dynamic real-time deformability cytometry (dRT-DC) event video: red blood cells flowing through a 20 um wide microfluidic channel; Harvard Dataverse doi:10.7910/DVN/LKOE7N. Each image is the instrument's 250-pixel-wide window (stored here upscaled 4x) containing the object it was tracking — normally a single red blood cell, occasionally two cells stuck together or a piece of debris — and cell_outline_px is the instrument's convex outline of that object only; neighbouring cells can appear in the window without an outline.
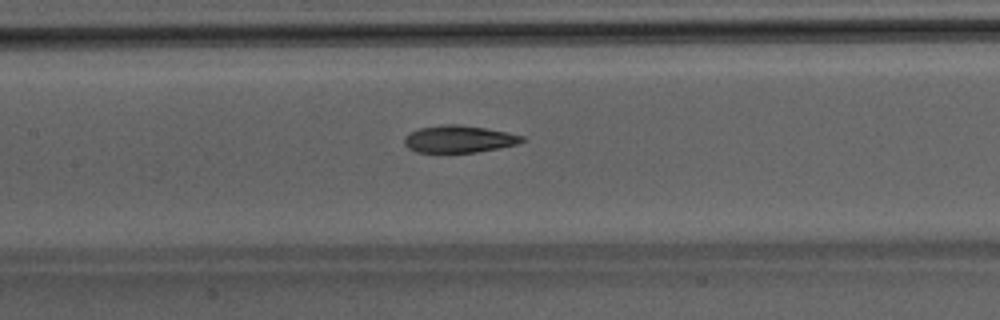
{"species": "Egyptian fruit bat (a non-hibernating species)", "species_latin": "Rousettus aegyptiacus", "temperature_condition": "room temperature", "stored_images_in_passage": 33, "camera_frame_rate_fps": 3000, "um_per_image_px": 0.085, "animal": {"sex": "male"}, "frame": {"image": 1, "passage_image": 14, "time_ms": 4.333, "image_size_px": [1000, 320], "cell_outline_px": [[524, 140], [516, 144], [500, 148], [476, 152], [416, 152], [408, 148], [404, 144], [404, 136], [408, 132], [420, 128], [444, 124], [460, 124], [508, 132], [524, 136]], "centroid_in_image_um": [38.98, 11.81], "position_along_channel_um": 168.4, "area_um2": 18.67}}
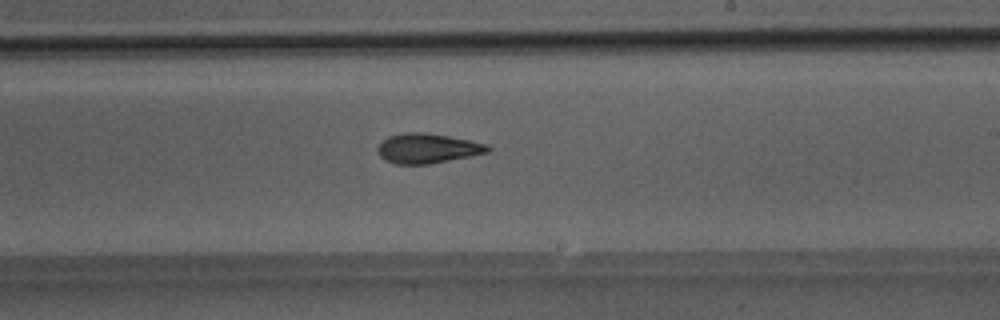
{"frame": {"image": 2, "passage_image": 20, "time_ms": 6.333, "image_size_px": [1000, 320], "cell_outline_px": [[492, 148], [488, 152], [472, 156], [428, 164], [392, 164], [384, 160], [380, 156], [376, 148], [388, 136], [408, 132], [424, 132], [448, 136], [488, 144]], "centroid_in_image_um": [36.33, 12.62], "position_along_channel_um": 252.7, "area_um2": 19.13}}
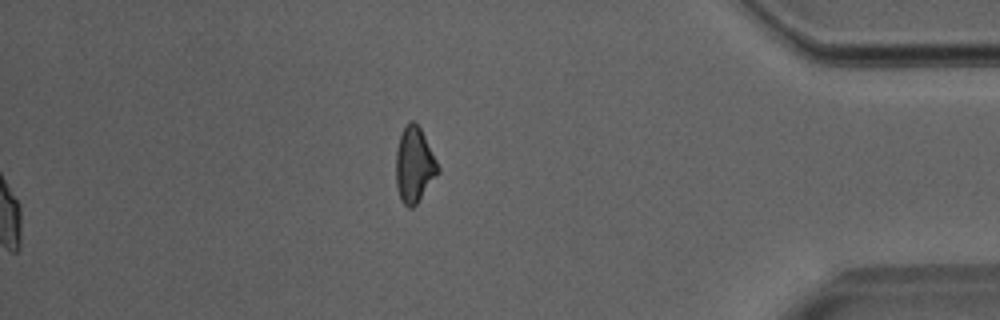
{"frame": {"image": 3, "passage_image": 33, "time_ms": 10.667, "image_size_px": [1000, 320], "cell_outline_px": [[440, 172], [416, 204], [412, 208], [408, 208], [404, 204], [400, 196], [396, 184], [396, 152], [400, 136], [408, 120], [412, 120], [420, 128], [440, 168]], "centroid_in_image_um": [35.22, 14.03], "position_along_channel_um": 400.0, "area_um2": 18.21}}